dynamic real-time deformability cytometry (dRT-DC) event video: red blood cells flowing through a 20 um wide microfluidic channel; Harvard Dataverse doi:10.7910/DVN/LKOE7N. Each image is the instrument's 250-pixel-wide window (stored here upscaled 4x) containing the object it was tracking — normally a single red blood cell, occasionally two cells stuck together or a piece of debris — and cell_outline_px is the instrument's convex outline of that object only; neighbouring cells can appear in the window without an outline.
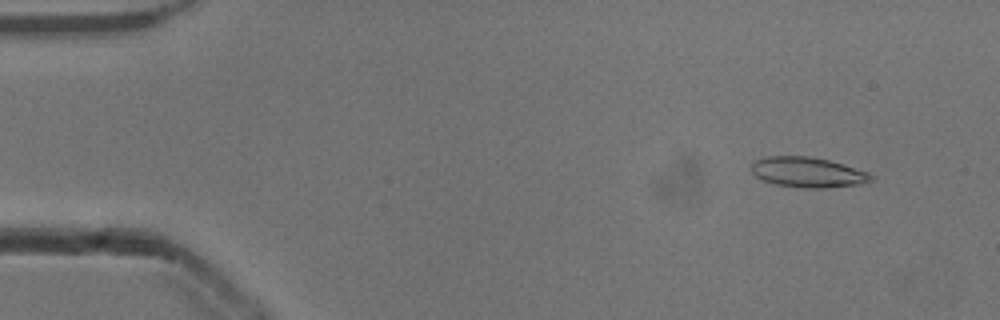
{"species": "common noctule bat (a hibernating species)", "species_latin": "Nyctalus noctula", "temperature_condition": "cold", "stored_images_in_passage": 53, "camera_frame_rate_fps": 3000, "um_per_image_px": 0.085, "animal": {"sex": "male", "body_mass_g": 13.3}, "frame": {"image": 1, "passage_image": 5, "time_ms": 1.333, "image_size_px": [1000, 320], "cell_outline_px": [[872, 180], [860, 184], [828, 188], [804, 188], [776, 184], [760, 180], [752, 172], [752, 160], [764, 156], [808, 156], [828, 160], [868, 172], [872, 176]], "centroid_in_image_um": [68.6, 14.64], "position_along_channel_um": 16.4, "area_um2": 21.1}}
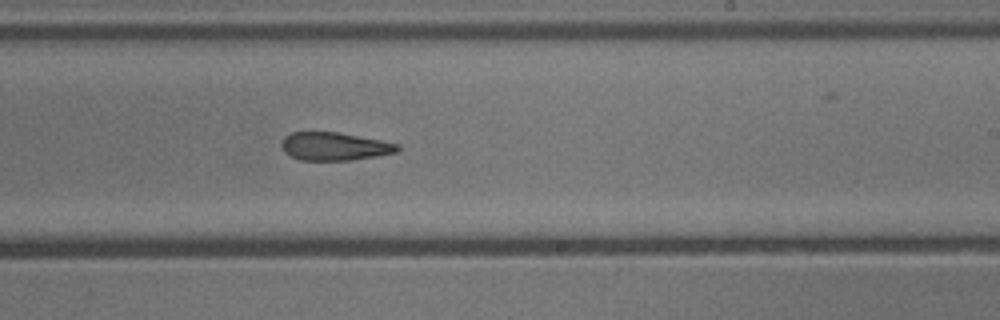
{"frame": {"image": 2, "passage_image": 32, "time_ms": 10.333, "image_size_px": [1000, 320], "cell_outline_px": [[400, 148], [396, 152], [376, 156], [352, 160], [300, 160], [284, 152], [284, 136], [292, 132], [336, 132], [380, 140], [400, 144]], "centroid_in_image_um": [28.46, 12.44], "position_along_channel_um": 260.5, "area_um2": 18.67}}
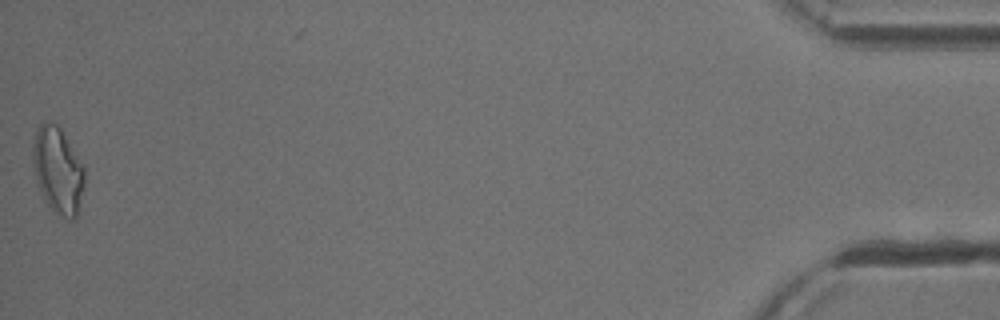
{"frame": {"image": 3, "passage_image": 53, "time_ms": 17.333, "image_size_px": [1000, 320], "cell_outline_px": [[84, 184], [76, 216], [72, 220], [68, 220], [52, 212], [44, 200], [36, 184], [32, 164], [32, 144], [36, 128], [44, 120], [48, 120], [56, 124], [60, 128], [84, 164]], "centroid_in_image_um": [4.88, 14.47], "position_along_channel_um": 430.3, "area_um2": 26.65}, "authors_computed_cell_mechanics": {"area_um2": 20.6346, "velocity_mm_per_s": 3.865, "shape_relaxation_time_tau1_ms": 6.007, "shape_relaxation_time_tau2_ms": 3.3541, "deformation_change_tau1": 0.1742, "deformation_change_tau2": 0.1379}}